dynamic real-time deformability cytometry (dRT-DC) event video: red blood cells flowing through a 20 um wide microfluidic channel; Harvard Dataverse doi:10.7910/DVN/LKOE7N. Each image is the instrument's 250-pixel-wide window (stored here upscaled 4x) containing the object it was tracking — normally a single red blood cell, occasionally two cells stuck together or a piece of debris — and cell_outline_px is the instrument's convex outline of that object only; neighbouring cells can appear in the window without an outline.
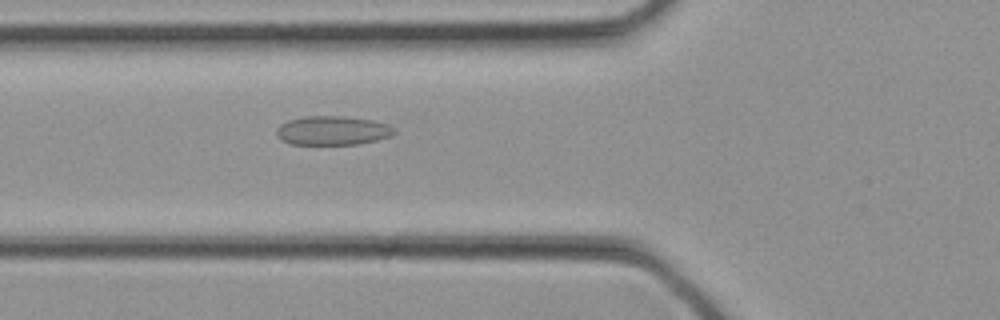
{"species": "common noctule bat (a hibernating species)", "species_latin": "Nyctalus noctula", "temperature_condition": "cold", "stored_images_in_passage": 7, "camera_frame_rate_fps": 3000, "um_per_image_px": 0.085, "animal": {"sex": "female", "body_mass_g": 21.9}, "frame": {"image": 1, "passage_image": 3, "time_ms": 0.667, "image_size_px": [1000, 320], "cell_outline_px": [[396, 132], [392, 136], [376, 140], [356, 144], [288, 144], [280, 140], [276, 136], [276, 128], [280, 124], [288, 120], [304, 116], [344, 116], [372, 120], [388, 124], [396, 128]], "centroid_in_image_um": [28.25, 11.09], "position_along_channel_um": 97.6, "area_um2": 20.17}}
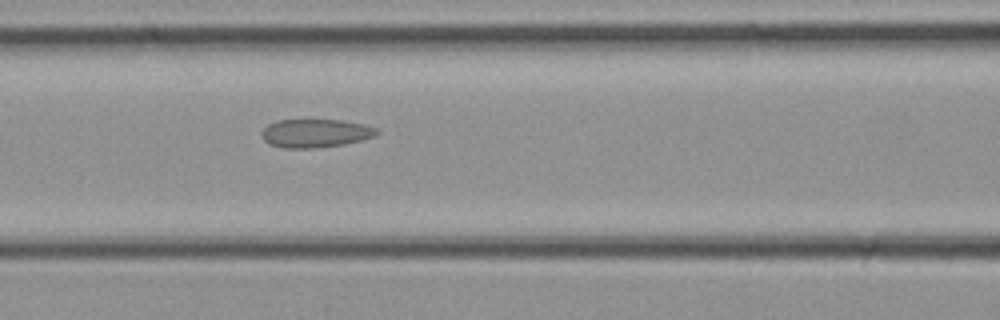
{"frame": {"image": 2, "passage_image": 5, "time_ms": 1.333, "image_size_px": [1000, 320], "cell_outline_px": [[380, 132], [376, 136], [344, 144], [316, 148], [280, 148], [268, 144], [260, 136], [260, 132], [268, 124], [276, 120], [304, 116], [344, 120], [364, 124], [376, 128]], "centroid_in_image_um": [26.75, 11.27], "position_along_channel_um": 139.9, "area_um2": 20.29}}
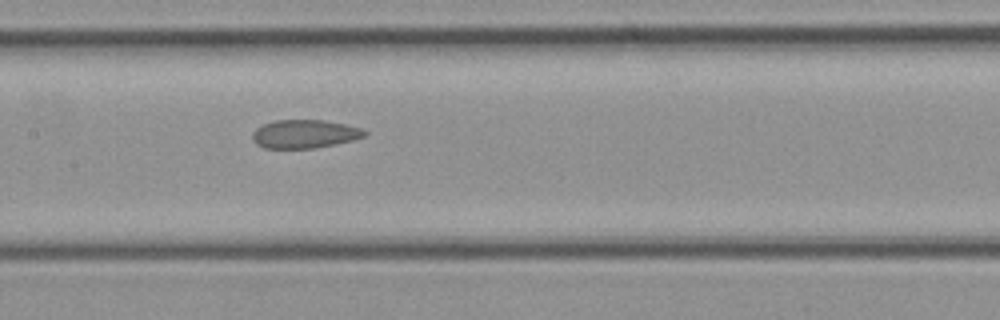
{"frame": {"image": 3, "passage_image": 7, "time_ms": 2.0, "image_size_px": [1000, 320], "cell_outline_px": [[368, 132], [364, 136], [352, 140], [336, 144], [316, 148], [264, 148], [256, 144], [252, 140], [252, 132], [256, 128], [264, 124], [276, 120], [324, 120], [344, 124], [360, 128]], "centroid_in_image_um": [25.86, 11.39], "position_along_channel_um": 181.5, "area_um2": 18.55}}